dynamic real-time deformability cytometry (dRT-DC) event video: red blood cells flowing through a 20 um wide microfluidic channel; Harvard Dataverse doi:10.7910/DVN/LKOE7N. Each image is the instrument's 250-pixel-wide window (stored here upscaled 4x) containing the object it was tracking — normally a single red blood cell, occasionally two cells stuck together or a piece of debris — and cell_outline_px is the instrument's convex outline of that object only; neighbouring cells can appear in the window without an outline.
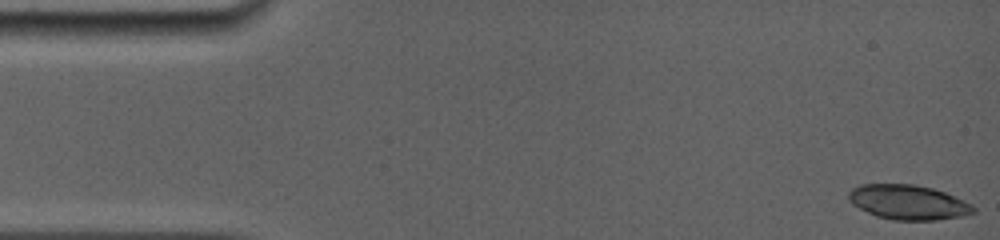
{"species": "common noctule bat (a hibernating species)", "species_latin": "Nyctalus noctula", "temperature_condition": "room temperature", "stored_images_in_passage": 18, "camera_frame_rate_fps": 5000, "um_per_image_px": 0.085, "animal": {"sex": "female", "body_mass_g": 19.0, "forearm_length_mm": 56.7}, "frame": {"image": 1, "passage_image": 1, "time_ms": 0.0, "image_size_px": [1000, 240], "cell_outline_px": [[976, 212], [964, 216], [936, 220], [892, 220], [876, 216], [852, 204], [848, 200], [848, 192], [852, 188], [860, 184], [916, 184], [932, 188], [944, 192], [972, 204], [976, 208]], "centroid_in_image_um": [77.2, 17.19], "position_along_channel_um": 7.8, "area_um2": 25.37}}
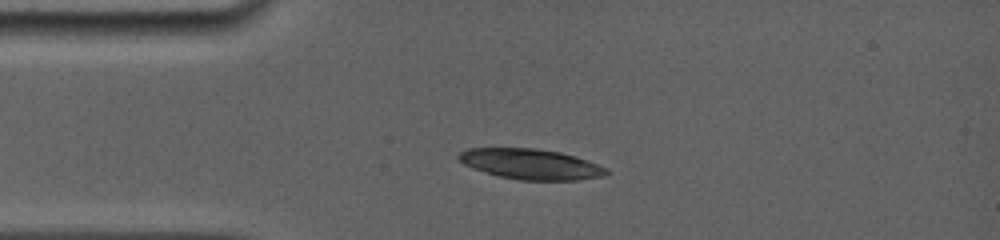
{"frame": {"image": 2, "passage_image": 16, "time_ms": 3.4, "image_size_px": [1000, 240], "cell_outline_px": [[608, 172], [604, 176], [576, 180], [520, 180], [500, 176], [472, 168], [464, 164], [456, 156], [460, 152], [468, 148], [532, 148], [560, 152], [576, 156], [608, 168]], "centroid_in_image_um": [45.12, 13.94], "position_along_channel_um": 39.9, "area_um2": 26.07}}